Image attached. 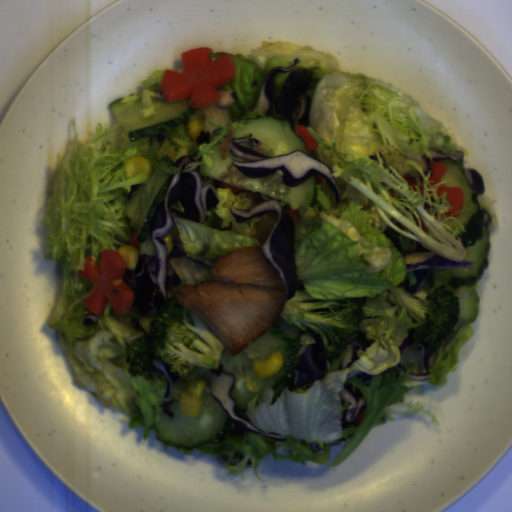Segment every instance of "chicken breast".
Masks as SVG:
<instances>
[{"label": "chicken breast", "mask_w": 512, "mask_h": 512, "mask_svg": "<svg viewBox=\"0 0 512 512\" xmlns=\"http://www.w3.org/2000/svg\"><path fill=\"white\" fill-rule=\"evenodd\" d=\"M232 130H233V126H232V123H230V125L228 127L225 142L222 144V146L219 149L220 156L223 161L227 159V157L230 153V150H231L232 141H233Z\"/></svg>", "instance_id": "2"}, {"label": "chicken breast", "mask_w": 512, "mask_h": 512, "mask_svg": "<svg viewBox=\"0 0 512 512\" xmlns=\"http://www.w3.org/2000/svg\"><path fill=\"white\" fill-rule=\"evenodd\" d=\"M197 286L174 292L232 354L258 341L280 315L286 293L282 277L256 244L235 248Z\"/></svg>", "instance_id": "1"}]
</instances>
